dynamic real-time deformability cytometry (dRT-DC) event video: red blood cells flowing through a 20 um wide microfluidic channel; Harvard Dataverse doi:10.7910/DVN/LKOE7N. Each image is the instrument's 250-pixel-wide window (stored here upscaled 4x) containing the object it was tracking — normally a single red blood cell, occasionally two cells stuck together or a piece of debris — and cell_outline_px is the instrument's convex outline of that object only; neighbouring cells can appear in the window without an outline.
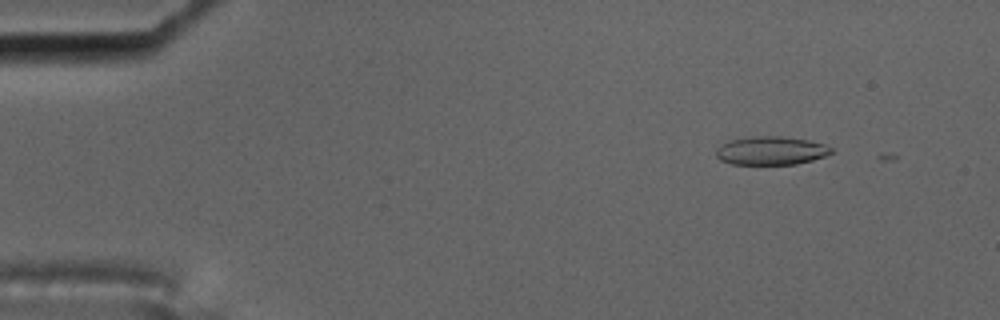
{"species": "common noctule bat (a hibernating species)", "species_latin": "Nyctalus noctula", "temperature_condition": "cold", "stored_images_in_passage": 3, "camera_frame_rate_fps": 3000, "um_per_image_px": 0.085, "animal": {"sex": "male", "body_mass_g": 17.5, "forearm_length_mm": 52.3}, "frame": {"image": 1, "passage_image": 1, "time_ms": 0.0, "image_size_px": [1000, 320], "cell_outline_px": [[832, 152], [824, 156], [812, 160], [796, 164], [732, 164], [720, 160], [716, 156], [716, 148], [720, 144], [728, 140], [752, 136], [784, 136], [808, 140], [824, 144], [832, 148]], "centroid_in_image_um": [65.49, 12.79], "position_along_channel_um": 19.5, "area_um2": 19.19}}